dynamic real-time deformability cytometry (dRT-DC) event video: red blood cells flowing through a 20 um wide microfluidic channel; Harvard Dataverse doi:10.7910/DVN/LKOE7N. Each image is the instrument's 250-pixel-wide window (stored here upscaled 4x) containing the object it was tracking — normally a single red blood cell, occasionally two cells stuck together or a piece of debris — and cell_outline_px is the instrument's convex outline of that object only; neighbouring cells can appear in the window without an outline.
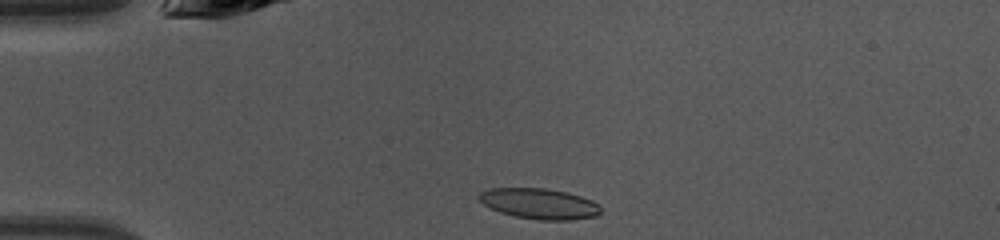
{"species": "common noctule bat (a hibernating species)", "species_latin": "Nyctalus noctula", "temperature_condition": "warm", "stored_images_in_passage": 36, "camera_frame_rate_fps": 3000, "um_per_image_px": 0.085, "animal": {"sex": "female", "body_mass_g": 10.0, "forearm_length_mm": 53.1}, "frame": {"image": 1, "passage_image": 1, "time_ms": 0.0, "image_size_px": [1000, 240], "cell_outline_px": [[600, 212], [596, 216], [568, 220], [540, 220], [516, 216], [500, 212], [484, 204], [476, 196], [480, 192], [488, 188], [548, 188], [568, 192], [592, 200], [600, 204]], "centroid_in_image_um": [45.85, 17.3], "position_along_channel_um": 39.2, "area_um2": 21.73}}
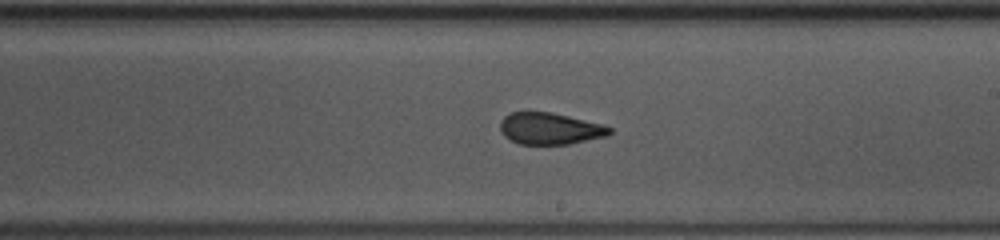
{"frame": {"image": 2, "passage_image": 17, "time_ms": 5.333, "image_size_px": [1000, 240], "cell_outline_px": [[612, 132], [608, 136], [568, 144], [520, 144], [504, 136], [500, 128], [500, 120], [504, 116], [512, 112], [528, 108], [552, 112], [604, 124], [612, 128]], "centroid_in_image_um": [46.73, 10.88], "position_along_channel_um": 242.3, "area_um2": 20.87}}
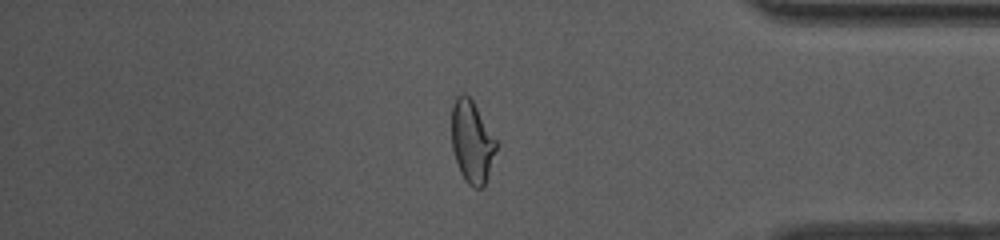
{"frame": {"image": 3, "passage_image": 29, "time_ms": 9.333, "image_size_px": [1000, 240], "cell_outline_px": [[496, 148], [484, 184], [480, 188], [472, 188], [464, 180], [460, 172], [452, 148], [452, 104], [456, 96], [460, 92], [464, 92], [472, 100], [496, 140]], "centroid_in_image_um": [40.07, 12.02], "position_along_channel_um": 395.1, "area_um2": 20.98}, "authors_computed_cell_mechanics": {"area_um2": 21.1837, "velocity_mm_per_s": 4.3479, "shape_relaxation_time_tau1_ms": 7.0265, "shape_relaxation_time_tau2_ms": 0.8462, "deformation_change_tau1": 0.2149, "deformation_change_tau2": 0.0557}}